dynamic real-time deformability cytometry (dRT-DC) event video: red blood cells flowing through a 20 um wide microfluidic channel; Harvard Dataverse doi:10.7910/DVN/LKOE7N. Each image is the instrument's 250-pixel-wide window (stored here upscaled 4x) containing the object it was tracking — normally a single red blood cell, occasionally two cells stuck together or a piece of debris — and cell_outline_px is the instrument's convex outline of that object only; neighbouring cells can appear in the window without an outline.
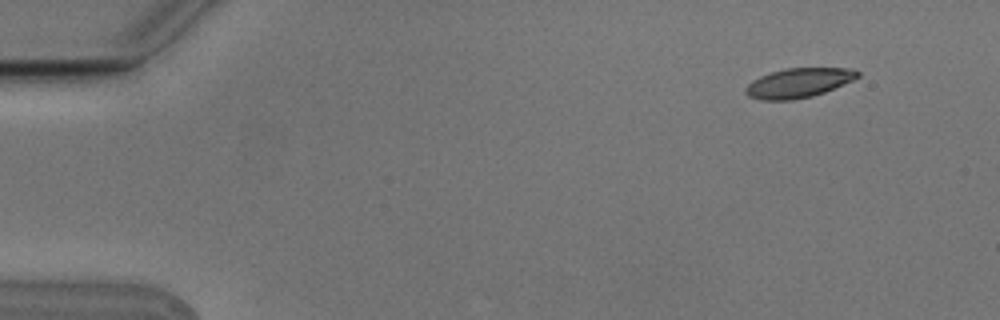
{"species": "Egyptian fruit bat (a non-hibernating species)", "species_latin": "Rousettus aegyptiacus", "temperature_condition": "cold", "stored_images_in_passage": 5, "camera_frame_rate_fps": 3000, "um_per_image_px": 0.085, "animal": {"sex": "male"}, "frame": {"image": 1, "passage_image": 2, "time_ms": 0.333, "image_size_px": [1000, 320], "cell_outline_px": [[860, 76], [852, 80], [824, 92], [812, 96], [792, 100], [760, 100], [748, 96], [744, 92], [744, 88], [752, 80], [760, 76], [784, 68], [852, 68], [860, 72]], "centroid_in_image_um": [67.85, 7.04], "position_along_channel_um": 17.2, "area_um2": 19.25}}
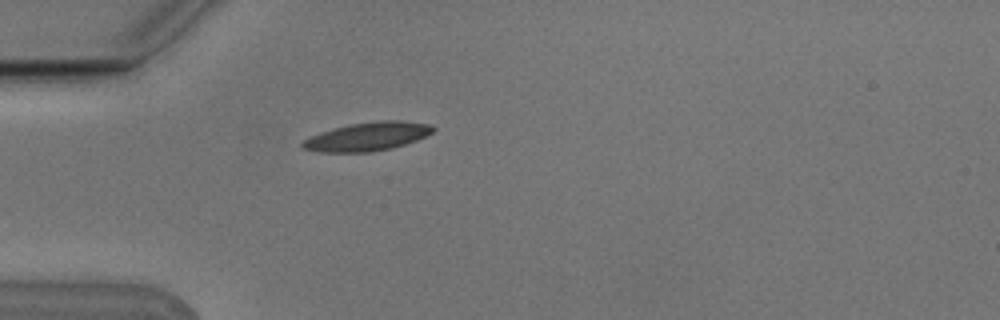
{"frame": {"image": 2, "passage_image": 5, "time_ms": 1.333, "image_size_px": [1000, 320], "cell_outline_px": [[436, 128], [432, 132], [416, 140], [392, 148], [372, 152], [320, 152], [300, 148], [300, 144], [304, 140], [312, 136], [336, 128], [352, 124], [380, 120], [396, 120], [428, 124]], "centroid_in_image_um": [31.23, 11.62], "position_along_channel_um": 53.8, "area_um2": 21.33}}